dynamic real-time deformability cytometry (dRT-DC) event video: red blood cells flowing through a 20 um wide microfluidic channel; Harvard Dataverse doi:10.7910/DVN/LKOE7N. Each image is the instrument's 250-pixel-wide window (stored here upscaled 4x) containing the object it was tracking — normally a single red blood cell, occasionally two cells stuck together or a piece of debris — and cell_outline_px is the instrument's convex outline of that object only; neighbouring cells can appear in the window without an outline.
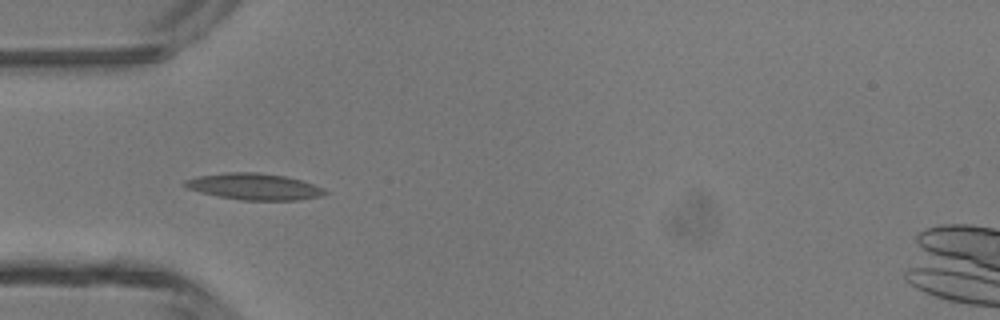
{"species": "common noctule bat (a hibernating species)", "species_latin": "Nyctalus noctula", "temperature_condition": "room temperature", "stored_images_in_passage": 33, "camera_frame_rate_fps": 3000, "um_per_image_px": 0.085, "animal": {"sex": "male", "body_mass_g": 13.3}, "frame": {"image": 1, "passage_image": 1, "time_ms": 0.0, "image_size_px": [1000, 320], "cell_outline_px": [[328, 192], [324, 196], [300, 200], [240, 200], [200, 192], [188, 188], [180, 184], [184, 180], [196, 176], [228, 172], [256, 172], [284, 176], [300, 180], [324, 188]], "centroid_in_image_um": [21.6, 15.86], "position_along_channel_um": 63.4, "area_um2": 21.62}}
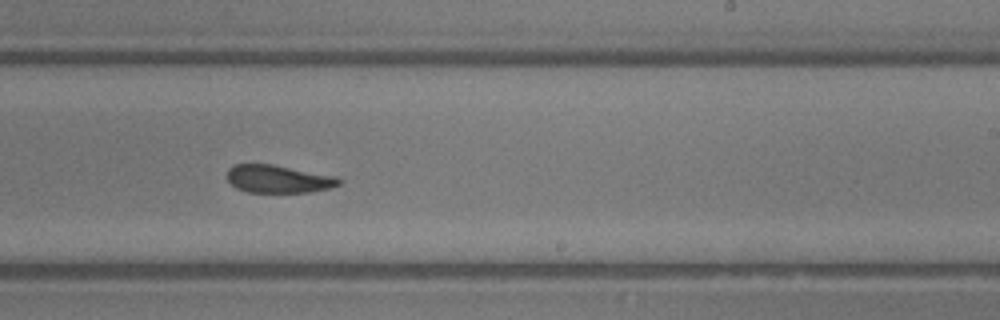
{"frame": {"image": 2, "passage_image": 15, "time_ms": 4.667, "image_size_px": [1000, 320], "cell_outline_px": [[344, 180], [340, 184], [332, 188], [312, 192], [248, 192], [236, 188], [228, 180], [228, 168], [236, 164], [272, 164], [336, 176]], "centroid_in_image_um": [23.71, 15.21], "position_along_channel_um": 265.3, "area_um2": 18.21}}
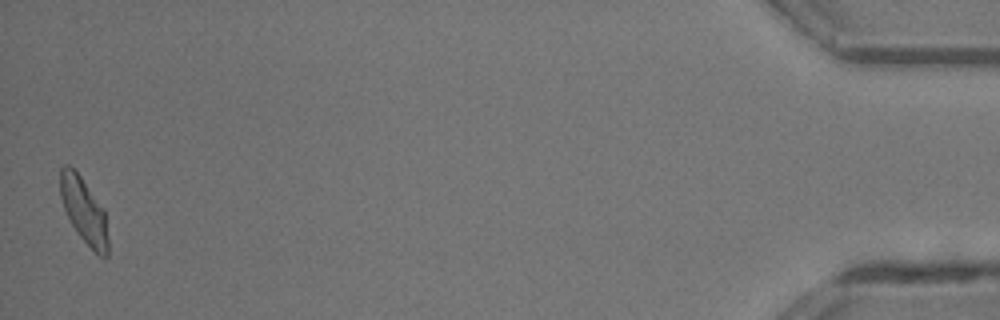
{"frame": {"image": 3, "passage_image": 33, "time_ms": 10.667, "image_size_px": [1000, 320], "cell_outline_px": [[108, 256], [100, 256], [76, 232], [64, 208], [60, 196], [60, 168], [64, 164], [68, 164], [80, 176], [104, 208], [108, 240]], "centroid_in_image_um": [7.13, 17.87], "position_along_channel_um": 428.1, "area_um2": 17.98}, "authors_computed_cell_mechanics": {"area_um2": 18.5538, "velocity_mm_per_s": 4.3471, "shape_relaxation_time_tau1_ms": null, "shape_relaxation_time_tau2_ms": 4.5338, "deformation_change_tau1": null, "deformation_change_tau2": 0.1498}}